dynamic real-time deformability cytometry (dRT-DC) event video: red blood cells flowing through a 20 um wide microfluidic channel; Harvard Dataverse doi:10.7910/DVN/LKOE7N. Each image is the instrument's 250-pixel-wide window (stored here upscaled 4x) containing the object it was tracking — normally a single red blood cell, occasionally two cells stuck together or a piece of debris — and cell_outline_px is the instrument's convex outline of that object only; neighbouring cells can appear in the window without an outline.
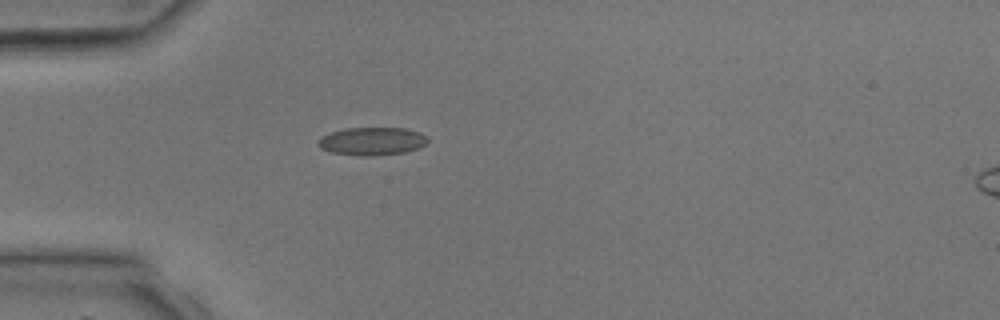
{"species": "common noctule bat (a hibernating species)", "species_latin": "Nyctalus noctula", "temperature_condition": "room temperature", "stored_images_in_passage": 3, "camera_frame_rate_fps": 3000, "um_per_image_px": 0.085, "animal": {"sex": "male", "body_mass_g": 17.9, "forearm_length_mm": 54.2}, "frame": {"image": 1, "passage_image": 3, "time_ms": 3.0, "image_size_px": [1000, 320], "cell_outline_px": [[428, 140], [420, 148], [404, 152], [376, 156], [360, 156], [332, 152], [320, 148], [316, 144], [316, 140], [320, 136], [344, 128], [404, 128], [420, 132], [428, 136]], "centroid_in_image_um": [31.6, 12.0], "position_along_channel_um": 53.4, "area_um2": 18.09}}